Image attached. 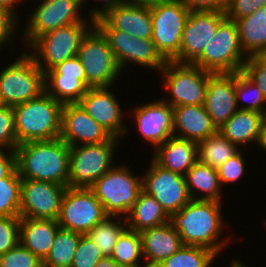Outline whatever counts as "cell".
<instances>
[{
	"instance_id": "obj_1",
	"label": "cell",
	"mask_w": 266,
	"mask_h": 267,
	"mask_svg": "<svg viewBox=\"0 0 266 267\" xmlns=\"http://www.w3.org/2000/svg\"><path fill=\"white\" fill-rule=\"evenodd\" d=\"M15 154L16 168L22 179L68 187L70 146L60 137L19 144Z\"/></svg>"
},
{
	"instance_id": "obj_2",
	"label": "cell",
	"mask_w": 266,
	"mask_h": 267,
	"mask_svg": "<svg viewBox=\"0 0 266 267\" xmlns=\"http://www.w3.org/2000/svg\"><path fill=\"white\" fill-rule=\"evenodd\" d=\"M221 202L191 200L169 216V223L181 237L183 245L203 246L219 254L228 240L218 242L223 229Z\"/></svg>"
},
{
	"instance_id": "obj_3",
	"label": "cell",
	"mask_w": 266,
	"mask_h": 267,
	"mask_svg": "<svg viewBox=\"0 0 266 267\" xmlns=\"http://www.w3.org/2000/svg\"><path fill=\"white\" fill-rule=\"evenodd\" d=\"M63 104L46 91L13 106L17 146L29 141L52 140L61 135Z\"/></svg>"
},
{
	"instance_id": "obj_4",
	"label": "cell",
	"mask_w": 266,
	"mask_h": 267,
	"mask_svg": "<svg viewBox=\"0 0 266 267\" xmlns=\"http://www.w3.org/2000/svg\"><path fill=\"white\" fill-rule=\"evenodd\" d=\"M244 55L237 24L226 18L192 64L212 73H236L243 70Z\"/></svg>"
},
{
	"instance_id": "obj_5",
	"label": "cell",
	"mask_w": 266,
	"mask_h": 267,
	"mask_svg": "<svg viewBox=\"0 0 266 267\" xmlns=\"http://www.w3.org/2000/svg\"><path fill=\"white\" fill-rule=\"evenodd\" d=\"M88 21L91 24L82 21L54 29L39 36L29 46V48L35 51L34 53L32 50V53L29 54L35 60L36 65L46 73L54 66L77 56L82 39L94 27V20ZM43 61L45 64L42 63Z\"/></svg>"
},
{
	"instance_id": "obj_6",
	"label": "cell",
	"mask_w": 266,
	"mask_h": 267,
	"mask_svg": "<svg viewBox=\"0 0 266 267\" xmlns=\"http://www.w3.org/2000/svg\"><path fill=\"white\" fill-rule=\"evenodd\" d=\"M45 92V73L28 53L0 72V94L4 105L15 106Z\"/></svg>"
},
{
	"instance_id": "obj_7",
	"label": "cell",
	"mask_w": 266,
	"mask_h": 267,
	"mask_svg": "<svg viewBox=\"0 0 266 267\" xmlns=\"http://www.w3.org/2000/svg\"><path fill=\"white\" fill-rule=\"evenodd\" d=\"M90 189L108 216L128 215L142 191V177H134L127 166H113Z\"/></svg>"
},
{
	"instance_id": "obj_8",
	"label": "cell",
	"mask_w": 266,
	"mask_h": 267,
	"mask_svg": "<svg viewBox=\"0 0 266 267\" xmlns=\"http://www.w3.org/2000/svg\"><path fill=\"white\" fill-rule=\"evenodd\" d=\"M150 10L152 41L161 55L172 61L180 52L182 32L190 10L183 0H158Z\"/></svg>"
},
{
	"instance_id": "obj_9",
	"label": "cell",
	"mask_w": 266,
	"mask_h": 267,
	"mask_svg": "<svg viewBox=\"0 0 266 267\" xmlns=\"http://www.w3.org/2000/svg\"><path fill=\"white\" fill-rule=\"evenodd\" d=\"M116 141L118 138L111 137L103 143L70 146L68 187L90 188L108 172L113 167Z\"/></svg>"
},
{
	"instance_id": "obj_10",
	"label": "cell",
	"mask_w": 266,
	"mask_h": 267,
	"mask_svg": "<svg viewBox=\"0 0 266 267\" xmlns=\"http://www.w3.org/2000/svg\"><path fill=\"white\" fill-rule=\"evenodd\" d=\"M77 57L92 87H110L122 71L106 38L95 26L82 39Z\"/></svg>"
},
{
	"instance_id": "obj_11",
	"label": "cell",
	"mask_w": 266,
	"mask_h": 267,
	"mask_svg": "<svg viewBox=\"0 0 266 267\" xmlns=\"http://www.w3.org/2000/svg\"><path fill=\"white\" fill-rule=\"evenodd\" d=\"M94 26L106 38L121 70L129 61L160 71L166 65L167 60L157 50L152 39L136 38L124 31L113 30L102 18L95 20Z\"/></svg>"
},
{
	"instance_id": "obj_12",
	"label": "cell",
	"mask_w": 266,
	"mask_h": 267,
	"mask_svg": "<svg viewBox=\"0 0 266 267\" xmlns=\"http://www.w3.org/2000/svg\"><path fill=\"white\" fill-rule=\"evenodd\" d=\"M165 87L172 93L168 102L172 107L180 105H204L207 82L212 72L191 63L167 61L161 69Z\"/></svg>"
},
{
	"instance_id": "obj_13",
	"label": "cell",
	"mask_w": 266,
	"mask_h": 267,
	"mask_svg": "<svg viewBox=\"0 0 266 267\" xmlns=\"http://www.w3.org/2000/svg\"><path fill=\"white\" fill-rule=\"evenodd\" d=\"M107 216L90 188L67 187L57 222L61 228L87 234Z\"/></svg>"
},
{
	"instance_id": "obj_14",
	"label": "cell",
	"mask_w": 266,
	"mask_h": 267,
	"mask_svg": "<svg viewBox=\"0 0 266 267\" xmlns=\"http://www.w3.org/2000/svg\"><path fill=\"white\" fill-rule=\"evenodd\" d=\"M151 163L142 177V191L153 196L170 216L192 200L185 176L163 168L154 160Z\"/></svg>"
},
{
	"instance_id": "obj_15",
	"label": "cell",
	"mask_w": 266,
	"mask_h": 267,
	"mask_svg": "<svg viewBox=\"0 0 266 267\" xmlns=\"http://www.w3.org/2000/svg\"><path fill=\"white\" fill-rule=\"evenodd\" d=\"M67 186L22 179L20 217L57 220Z\"/></svg>"
},
{
	"instance_id": "obj_16",
	"label": "cell",
	"mask_w": 266,
	"mask_h": 267,
	"mask_svg": "<svg viewBox=\"0 0 266 267\" xmlns=\"http://www.w3.org/2000/svg\"><path fill=\"white\" fill-rule=\"evenodd\" d=\"M83 0H43L32 12L25 29L30 46L39 36L54 29L85 21L79 13Z\"/></svg>"
},
{
	"instance_id": "obj_17",
	"label": "cell",
	"mask_w": 266,
	"mask_h": 267,
	"mask_svg": "<svg viewBox=\"0 0 266 267\" xmlns=\"http://www.w3.org/2000/svg\"><path fill=\"white\" fill-rule=\"evenodd\" d=\"M225 19L224 12L190 11L182 32L180 52L172 61L192 64Z\"/></svg>"
},
{
	"instance_id": "obj_18",
	"label": "cell",
	"mask_w": 266,
	"mask_h": 267,
	"mask_svg": "<svg viewBox=\"0 0 266 267\" xmlns=\"http://www.w3.org/2000/svg\"><path fill=\"white\" fill-rule=\"evenodd\" d=\"M92 86L77 56L69 58L45 73V91L62 104L79 103Z\"/></svg>"
},
{
	"instance_id": "obj_19",
	"label": "cell",
	"mask_w": 266,
	"mask_h": 267,
	"mask_svg": "<svg viewBox=\"0 0 266 267\" xmlns=\"http://www.w3.org/2000/svg\"><path fill=\"white\" fill-rule=\"evenodd\" d=\"M111 137L80 103L63 104L60 138L69 146L103 143Z\"/></svg>"
},
{
	"instance_id": "obj_20",
	"label": "cell",
	"mask_w": 266,
	"mask_h": 267,
	"mask_svg": "<svg viewBox=\"0 0 266 267\" xmlns=\"http://www.w3.org/2000/svg\"><path fill=\"white\" fill-rule=\"evenodd\" d=\"M110 87H91L79 102L86 112L112 137L118 138L127 132L119 102L109 91ZM124 125V126H123Z\"/></svg>"
},
{
	"instance_id": "obj_21",
	"label": "cell",
	"mask_w": 266,
	"mask_h": 267,
	"mask_svg": "<svg viewBox=\"0 0 266 267\" xmlns=\"http://www.w3.org/2000/svg\"><path fill=\"white\" fill-rule=\"evenodd\" d=\"M204 108L217 129L236 113L235 73H212L209 76Z\"/></svg>"
},
{
	"instance_id": "obj_22",
	"label": "cell",
	"mask_w": 266,
	"mask_h": 267,
	"mask_svg": "<svg viewBox=\"0 0 266 267\" xmlns=\"http://www.w3.org/2000/svg\"><path fill=\"white\" fill-rule=\"evenodd\" d=\"M134 118L142 137L154 147L174 136L173 107L165 100L134 108Z\"/></svg>"
},
{
	"instance_id": "obj_23",
	"label": "cell",
	"mask_w": 266,
	"mask_h": 267,
	"mask_svg": "<svg viewBox=\"0 0 266 267\" xmlns=\"http://www.w3.org/2000/svg\"><path fill=\"white\" fill-rule=\"evenodd\" d=\"M113 30L136 38L152 39L153 24L149 6L120 4L101 17Z\"/></svg>"
},
{
	"instance_id": "obj_24",
	"label": "cell",
	"mask_w": 266,
	"mask_h": 267,
	"mask_svg": "<svg viewBox=\"0 0 266 267\" xmlns=\"http://www.w3.org/2000/svg\"><path fill=\"white\" fill-rule=\"evenodd\" d=\"M140 234L143 256L148 259L145 267H157L183 246L180 234L169 222L145 229Z\"/></svg>"
},
{
	"instance_id": "obj_25",
	"label": "cell",
	"mask_w": 266,
	"mask_h": 267,
	"mask_svg": "<svg viewBox=\"0 0 266 267\" xmlns=\"http://www.w3.org/2000/svg\"><path fill=\"white\" fill-rule=\"evenodd\" d=\"M174 137L196 143L218 132L204 105H180L173 107ZM176 129L181 133L176 134Z\"/></svg>"
},
{
	"instance_id": "obj_26",
	"label": "cell",
	"mask_w": 266,
	"mask_h": 267,
	"mask_svg": "<svg viewBox=\"0 0 266 267\" xmlns=\"http://www.w3.org/2000/svg\"><path fill=\"white\" fill-rule=\"evenodd\" d=\"M154 151L152 160L182 176H185L198 161L197 143L174 136L160 144Z\"/></svg>"
},
{
	"instance_id": "obj_27",
	"label": "cell",
	"mask_w": 266,
	"mask_h": 267,
	"mask_svg": "<svg viewBox=\"0 0 266 267\" xmlns=\"http://www.w3.org/2000/svg\"><path fill=\"white\" fill-rule=\"evenodd\" d=\"M59 227L57 220L20 217L19 242L44 261Z\"/></svg>"
},
{
	"instance_id": "obj_28",
	"label": "cell",
	"mask_w": 266,
	"mask_h": 267,
	"mask_svg": "<svg viewBox=\"0 0 266 267\" xmlns=\"http://www.w3.org/2000/svg\"><path fill=\"white\" fill-rule=\"evenodd\" d=\"M262 125V113L238 109L218 132L235 145L241 146L253 141L258 144Z\"/></svg>"
},
{
	"instance_id": "obj_29",
	"label": "cell",
	"mask_w": 266,
	"mask_h": 267,
	"mask_svg": "<svg viewBox=\"0 0 266 267\" xmlns=\"http://www.w3.org/2000/svg\"><path fill=\"white\" fill-rule=\"evenodd\" d=\"M240 45L246 56L266 52V6L235 20Z\"/></svg>"
},
{
	"instance_id": "obj_30",
	"label": "cell",
	"mask_w": 266,
	"mask_h": 267,
	"mask_svg": "<svg viewBox=\"0 0 266 267\" xmlns=\"http://www.w3.org/2000/svg\"><path fill=\"white\" fill-rule=\"evenodd\" d=\"M128 228L137 232L164 225L169 222V216L158 201L151 195L141 191L136 202L125 217Z\"/></svg>"
},
{
	"instance_id": "obj_31",
	"label": "cell",
	"mask_w": 266,
	"mask_h": 267,
	"mask_svg": "<svg viewBox=\"0 0 266 267\" xmlns=\"http://www.w3.org/2000/svg\"><path fill=\"white\" fill-rule=\"evenodd\" d=\"M188 192L193 200H214L221 202V183L217 169L197 161L185 174ZM195 190H194V189ZM206 193L204 196L196 197L195 193ZM202 191V192H201Z\"/></svg>"
},
{
	"instance_id": "obj_32",
	"label": "cell",
	"mask_w": 266,
	"mask_h": 267,
	"mask_svg": "<svg viewBox=\"0 0 266 267\" xmlns=\"http://www.w3.org/2000/svg\"><path fill=\"white\" fill-rule=\"evenodd\" d=\"M238 152L237 145L230 142L219 132L197 143L198 161L214 169H217Z\"/></svg>"
},
{
	"instance_id": "obj_33",
	"label": "cell",
	"mask_w": 266,
	"mask_h": 267,
	"mask_svg": "<svg viewBox=\"0 0 266 267\" xmlns=\"http://www.w3.org/2000/svg\"><path fill=\"white\" fill-rule=\"evenodd\" d=\"M81 233L59 227L43 267H71Z\"/></svg>"
},
{
	"instance_id": "obj_34",
	"label": "cell",
	"mask_w": 266,
	"mask_h": 267,
	"mask_svg": "<svg viewBox=\"0 0 266 267\" xmlns=\"http://www.w3.org/2000/svg\"><path fill=\"white\" fill-rule=\"evenodd\" d=\"M142 256L143 252L140 232L131 230L127 227L115 244L111 258L125 267H142L138 262L141 260Z\"/></svg>"
},
{
	"instance_id": "obj_35",
	"label": "cell",
	"mask_w": 266,
	"mask_h": 267,
	"mask_svg": "<svg viewBox=\"0 0 266 267\" xmlns=\"http://www.w3.org/2000/svg\"><path fill=\"white\" fill-rule=\"evenodd\" d=\"M216 255L203 246L183 245L157 267H210Z\"/></svg>"
},
{
	"instance_id": "obj_36",
	"label": "cell",
	"mask_w": 266,
	"mask_h": 267,
	"mask_svg": "<svg viewBox=\"0 0 266 267\" xmlns=\"http://www.w3.org/2000/svg\"><path fill=\"white\" fill-rule=\"evenodd\" d=\"M114 218L115 216H107L103 221L93 226L87 233L104 257H111L115 244L122 232L126 229L125 226L127 227L125 218L123 225L120 221H113L115 220Z\"/></svg>"
},
{
	"instance_id": "obj_37",
	"label": "cell",
	"mask_w": 266,
	"mask_h": 267,
	"mask_svg": "<svg viewBox=\"0 0 266 267\" xmlns=\"http://www.w3.org/2000/svg\"><path fill=\"white\" fill-rule=\"evenodd\" d=\"M21 182L17 168L0 179V217L19 216Z\"/></svg>"
},
{
	"instance_id": "obj_38",
	"label": "cell",
	"mask_w": 266,
	"mask_h": 267,
	"mask_svg": "<svg viewBox=\"0 0 266 267\" xmlns=\"http://www.w3.org/2000/svg\"><path fill=\"white\" fill-rule=\"evenodd\" d=\"M235 92L237 106L239 100L242 98L243 100L247 98L249 100V93L252 95L250 98L251 102H248L249 104L246 107L238 108L239 110L255 111L263 114L266 99L261 93V90L242 71L235 73Z\"/></svg>"
},
{
	"instance_id": "obj_39",
	"label": "cell",
	"mask_w": 266,
	"mask_h": 267,
	"mask_svg": "<svg viewBox=\"0 0 266 267\" xmlns=\"http://www.w3.org/2000/svg\"><path fill=\"white\" fill-rule=\"evenodd\" d=\"M0 267H43V261L19 242L0 255Z\"/></svg>"
},
{
	"instance_id": "obj_40",
	"label": "cell",
	"mask_w": 266,
	"mask_h": 267,
	"mask_svg": "<svg viewBox=\"0 0 266 267\" xmlns=\"http://www.w3.org/2000/svg\"><path fill=\"white\" fill-rule=\"evenodd\" d=\"M103 257L95 242L87 234H82L71 267H95Z\"/></svg>"
},
{
	"instance_id": "obj_41",
	"label": "cell",
	"mask_w": 266,
	"mask_h": 267,
	"mask_svg": "<svg viewBox=\"0 0 266 267\" xmlns=\"http://www.w3.org/2000/svg\"><path fill=\"white\" fill-rule=\"evenodd\" d=\"M242 72L261 90L266 99V52L247 57Z\"/></svg>"
},
{
	"instance_id": "obj_42",
	"label": "cell",
	"mask_w": 266,
	"mask_h": 267,
	"mask_svg": "<svg viewBox=\"0 0 266 267\" xmlns=\"http://www.w3.org/2000/svg\"><path fill=\"white\" fill-rule=\"evenodd\" d=\"M17 147V134L13 106L0 107V148L15 150Z\"/></svg>"
},
{
	"instance_id": "obj_43",
	"label": "cell",
	"mask_w": 266,
	"mask_h": 267,
	"mask_svg": "<svg viewBox=\"0 0 266 267\" xmlns=\"http://www.w3.org/2000/svg\"><path fill=\"white\" fill-rule=\"evenodd\" d=\"M20 216L0 217V255L19 243Z\"/></svg>"
},
{
	"instance_id": "obj_44",
	"label": "cell",
	"mask_w": 266,
	"mask_h": 267,
	"mask_svg": "<svg viewBox=\"0 0 266 267\" xmlns=\"http://www.w3.org/2000/svg\"><path fill=\"white\" fill-rule=\"evenodd\" d=\"M242 156L239 151L217 168L221 186L224 183L236 182L243 176L245 165Z\"/></svg>"
},
{
	"instance_id": "obj_45",
	"label": "cell",
	"mask_w": 266,
	"mask_h": 267,
	"mask_svg": "<svg viewBox=\"0 0 266 267\" xmlns=\"http://www.w3.org/2000/svg\"><path fill=\"white\" fill-rule=\"evenodd\" d=\"M266 6V0H229L226 18L235 21L251 15L259 8Z\"/></svg>"
},
{
	"instance_id": "obj_46",
	"label": "cell",
	"mask_w": 266,
	"mask_h": 267,
	"mask_svg": "<svg viewBox=\"0 0 266 267\" xmlns=\"http://www.w3.org/2000/svg\"><path fill=\"white\" fill-rule=\"evenodd\" d=\"M16 15L9 8L0 5V46L11 40L10 37L18 23Z\"/></svg>"
},
{
	"instance_id": "obj_47",
	"label": "cell",
	"mask_w": 266,
	"mask_h": 267,
	"mask_svg": "<svg viewBox=\"0 0 266 267\" xmlns=\"http://www.w3.org/2000/svg\"><path fill=\"white\" fill-rule=\"evenodd\" d=\"M190 11L226 12L229 0H183Z\"/></svg>"
},
{
	"instance_id": "obj_48",
	"label": "cell",
	"mask_w": 266,
	"mask_h": 267,
	"mask_svg": "<svg viewBox=\"0 0 266 267\" xmlns=\"http://www.w3.org/2000/svg\"><path fill=\"white\" fill-rule=\"evenodd\" d=\"M3 150L0 148V179L7 177L16 168L15 150H9L10 153Z\"/></svg>"
},
{
	"instance_id": "obj_49",
	"label": "cell",
	"mask_w": 266,
	"mask_h": 267,
	"mask_svg": "<svg viewBox=\"0 0 266 267\" xmlns=\"http://www.w3.org/2000/svg\"><path fill=\"white\" fill-rule=\"evenodd\" d=\"M83 1H86V0H83ZM102 1L104 3V6L102 9L101 8L99 10L95 9V10L91 11V13H89L91 16L90 17L91 20L95 21V20L101 18L109 10L114 9L117 5L121 4L120 0H102Z\"/></svg>"
},
{
	"instance_id": "obj_50",
	"label": "cell",
	"mask_w": 266,
	"mask_h": 267,
	"mask_svg": "<svg viewBox=\"0 0 266 267\" xmlns=\"http://www.w3.org/2000/svg\"><path fill=\"white\" fill-rule=\"evenodd\" d=\"M95 267H125V266L118 264L111 257H103L101 260H99V262L96 264Z\"/></svg>"
},
{
	"instance_id": "obj_51",
	"label": "cell",
	"mask_w": 266,
	"mask_h": 267,
	"mask_svg": "<svg viewBox=\"0 0 266 267\" xmlns=\"http://www.w3.org/2000/svg\"><path fill=\"white\" fill-rule=\"evenodd\" d=\"M121 4L153 6L158 0H120Z\"/></svg>"
},
{
	"instance_id": "obj_52",
	"label": "cell",
	"mask_w": 266,
	"mask_h": 267,
	"mask_svg": "<svg viewBox=\"0 0 266 267\" xmlns=\"http://www.w3.org/2000/svg\"><path fill=\"white\" fill-rule=\"evenodd\" d=\"M258 145L260 147L264 148L265 151H266V124L265 123H263V125H262V129H261Z\"/></svg>"
},
{
	"instance_id": "obj_53",
	"label": "cell",
	"mask_w": 266,
	"mask_h": 267,
	"mask_svg": "<svg viewBox=\"0 0 266 267\" xmlns=\"http://www.w3.org/2000/svg\"><path fill=\"white\" fill-rule=\"evenodd\" d=\"M20 2L21 0H0V5L9 8L13 13L16 14L15 7L16 2Z\"/></svg>"
},
{
	"instance_id": "obj_54",
	"label": "cell",
	"mask_w": 266,
	"mask_h": 267,
	"mask_svg": "<svg viewBox=\"0 0 266 267\" xmlns=\"http://www.w3.org/2000/svg\"><path fill=\"white\" fill-rule=\"evenodd\" d=\"M229 267H246V266L236 260V261H233V263H231V266Z\"/></svg>"
},
{
	"instance_id": "obj_55",
	"label": "cell",
	"mask_w": 266,
	"mask_h": 267,
	"mask_svg": "<svg viewBox=\"0 0 266 267\" xmlns=\"http://www.w3.org/2000/svg\"><path fill=\"white\" fill-rule=\"evenodd\" d=\"M262 117H263V123L266 124V109L263 111Z\"/></svg>"
},
{
	"instance_id": "obj_56",
	"label": "cell",
	"mask_w": 266,
	"mask_h": 267,
	"mask_svg": "<svg viewBox=\"0 0 266 267\" xmlns=\"http://www.w3.org/2000/svg\"><path fill=\"white\" fill-rule=\"evenodd\" d=\"M4 106V102H3V99L1 97V94H0V107H3Z\"/></svg>"
}]
</instances>
